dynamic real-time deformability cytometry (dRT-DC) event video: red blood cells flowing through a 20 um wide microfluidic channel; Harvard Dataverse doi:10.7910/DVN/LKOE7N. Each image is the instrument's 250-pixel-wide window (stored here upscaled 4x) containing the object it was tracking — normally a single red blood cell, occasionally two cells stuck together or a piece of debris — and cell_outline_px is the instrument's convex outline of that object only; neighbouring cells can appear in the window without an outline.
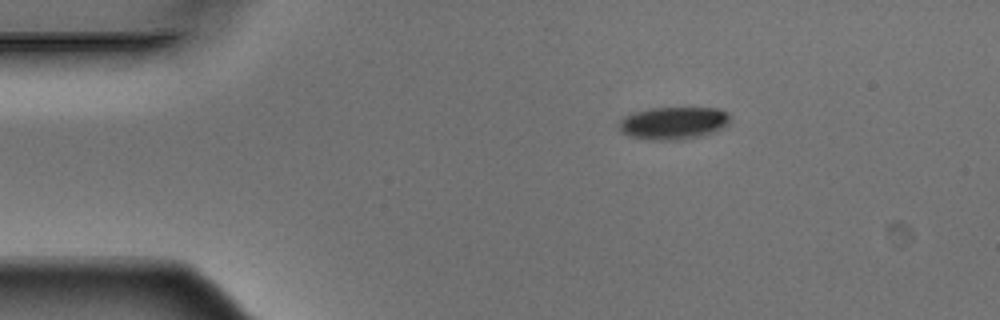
{"species": "Egyptian fruit bat (a non-hibernating species)", "species_latin": "Rousettus aegyptiacus", "temperature_condition": "warm", "stored_images_in_passage": 4, "camera_frame_rate_fps": 3000, "um_per_image_px": 0.085, "animal": {"sex": "male"}, "frame": {"image": 1, "passage_image": 1, "time_ms": 0.0, "image_size_px": [1000, 320], "cell_outline_px": [[728, 124], [712, 132], [700, 136], [676, 140], [648, 140], [628, 136], [620, 132], [620, 120], [624, 116], [632, 112], [652, 108], [720, 108], [728, 112]], "centroid_in_image_um": [57.19, 10.46], "position_along_channel_um": 27.8, "area_um2": 21.04}}
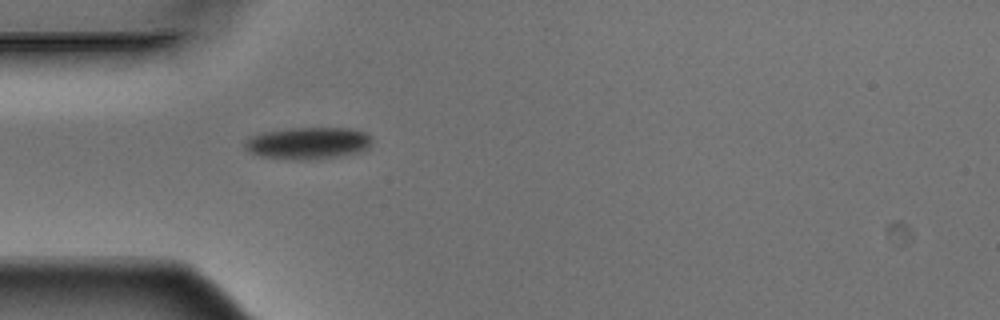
{"frame": {"image": 2, "passage_image": 3, "time_ms": 0.667, "image_size_px": [1000, 320], "cell_outline_px": [[372, 140], [368, 148], [360, 152], [340, 156], [300, 160], [292, 160], [260, 156], [248, 152], [244, 148], [244, 144], [252, 136], [264, 132], [288, 128], [348, 128], [368, 132], [372, 136]], "centroid_in_image_um": [26.21, 12.16], "position_along_channel_um": 58.8, "area_um2": 23.81}}